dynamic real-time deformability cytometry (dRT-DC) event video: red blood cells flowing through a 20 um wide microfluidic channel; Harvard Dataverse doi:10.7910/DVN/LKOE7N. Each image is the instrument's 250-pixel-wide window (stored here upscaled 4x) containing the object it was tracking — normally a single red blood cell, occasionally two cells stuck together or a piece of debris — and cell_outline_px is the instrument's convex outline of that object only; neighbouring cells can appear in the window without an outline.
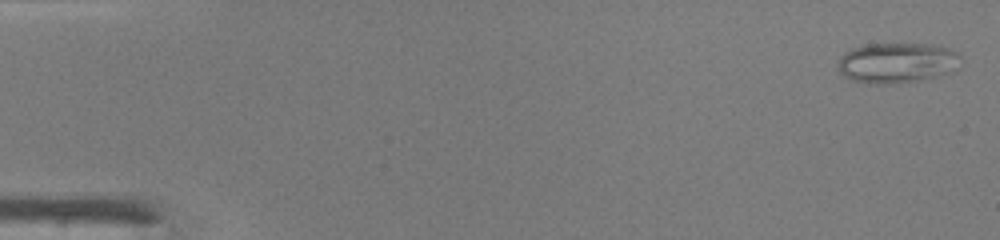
{"species": "common noctule bat (a hibernating species)", "species_latin": "Nyctalus noctula", "temperature_condition": "warm", "stored_images_in_passage": 47, "camera_frame_rate_fps": 3000, "um_per_image_px": 0.085, "animal": {"sex": "male", "body_mass_g": 19.0, "forearm_length_mm": 50.8}, "frame": {"image": 1, "passage_image": 1, "time_ms": 0.0, "image_size_px": [1000, 240], "cell_outline_px": [[960, 56], [952, 72], [936, 76], [916, 80], [884, 84], [876, 84], [852, 80], [844, 76], [840, 72], [836, 64], [840, 56], [844, 52], [852, 48], [868, 44], [940, 44], [960, 52]], "centroid_in_image_um": [76.22, 5.31], "position_along_channel_um": 8.8, "area_um2": 28.84}}
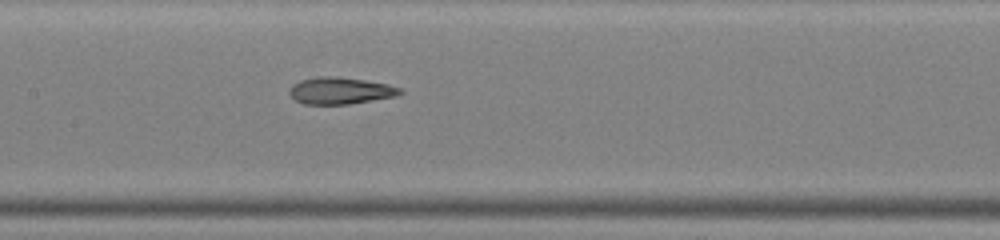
{"frame": {"image": 2, "passage_image": 23, "time_ms": 7.333, "image_size_px": [1000, 240], "cell_outline_px": [[404, 92], [396, 96], [348, 104], [304, 104], [296, 100], [288, 92], [288, 88], [292, 84], [300, 80], [320, 76], [336, 76], [364, 80], [388, 84], [400, 88]], "centroid_in_image_um": [28.9, 7.7], "position_along_channel_um": 178.5, "area_um2": 17.28}}
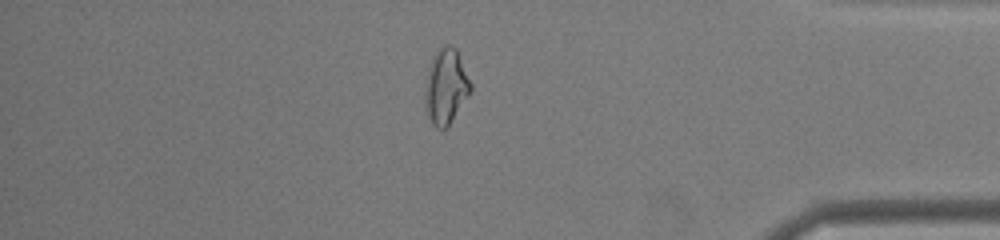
{"frame": {"image": 3, "passage_image": 40, "time_ms": 13.0, "image_size_px": [1000, 240], "cell_outline_px": [[472, 92], [448, 128], [436, 128], [432, 124], [428, 116], [424, 92], [428, 72], [432, 60], [436, 52], [444, 44], [452, 44], [456, 48], [472, 84]], "centroid_in_image_um": [37.94, 7.38], "position_along_channel_um": 397.3, "area_um2": 20.11}, "authors_computed_cell_mechanics": {"area_um2": 19.9988, "velocity_mm_per_s": 4.3445, "shape_relaxation_time_tau1_ms": null, "shape_relaxation_time_tau2_ms": 1.6911, "deformation_change_tau1": null, "deformation_change_tau2": 0.0921}}